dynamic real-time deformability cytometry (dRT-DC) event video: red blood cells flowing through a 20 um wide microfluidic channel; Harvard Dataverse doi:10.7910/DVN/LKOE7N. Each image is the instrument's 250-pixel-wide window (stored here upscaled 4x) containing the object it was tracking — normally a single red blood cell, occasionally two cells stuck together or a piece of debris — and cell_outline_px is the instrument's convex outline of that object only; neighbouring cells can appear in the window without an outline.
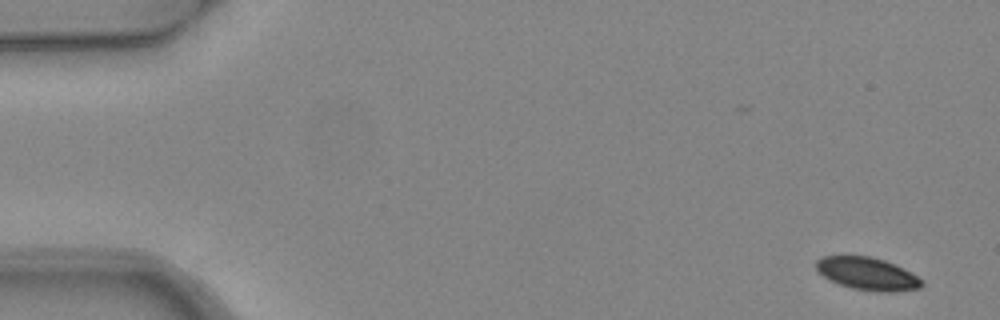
{"species": "common noctule bat (a hibernating species)", "species_latin": "Nyctalus noctula", "temperature_condition": "warm", "stored_images_in_passage": 5, "camera_frame_rate_fps": 3000, "um_per_image_px": 0.085, "animal": {"sex": "female", "body_mass_g": 24.6, "forearm_length_mm": 56.2}, "frame": {"image": 1, "passage_image": 1, "time_ms": 0.0, "image_size_px": [1000, 320], "cell_outline_px": [[924, 284], [920, 288], [896, 292], [876, 292], [852, 288], [840, 284], [824, 276], [816, 268], [816, 260], [820, 256], [868, 256], [884, 260], [896, 264], [924, 280]], "centroid_in_image_um": [73.77, 23.27], "position_along_channel_um": 11.2, "area_um2": 20.11}}
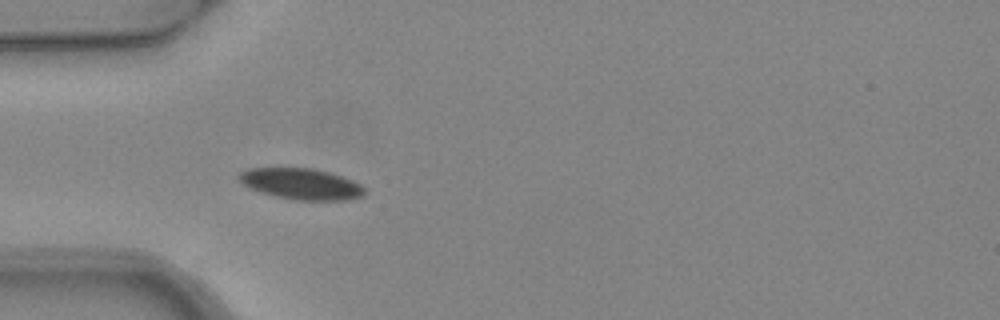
{"frame": {"image": 2, "passage_image": 5, "time_ms": 1.333, "image_size_px": [1000, 320], "cell_outline_px": [[364, 196], [348, 200], [296, 200], [276, 196], [248, 188], [236, 176], [240, 172], [248, 168], [312, 168], [328, 172], [352, 180], [360, 184], [364, 188]], "centroid_in_image_um": [25.59, 15.63], "position_along_channel_um": 59.4, "area_um2": 22.66}}